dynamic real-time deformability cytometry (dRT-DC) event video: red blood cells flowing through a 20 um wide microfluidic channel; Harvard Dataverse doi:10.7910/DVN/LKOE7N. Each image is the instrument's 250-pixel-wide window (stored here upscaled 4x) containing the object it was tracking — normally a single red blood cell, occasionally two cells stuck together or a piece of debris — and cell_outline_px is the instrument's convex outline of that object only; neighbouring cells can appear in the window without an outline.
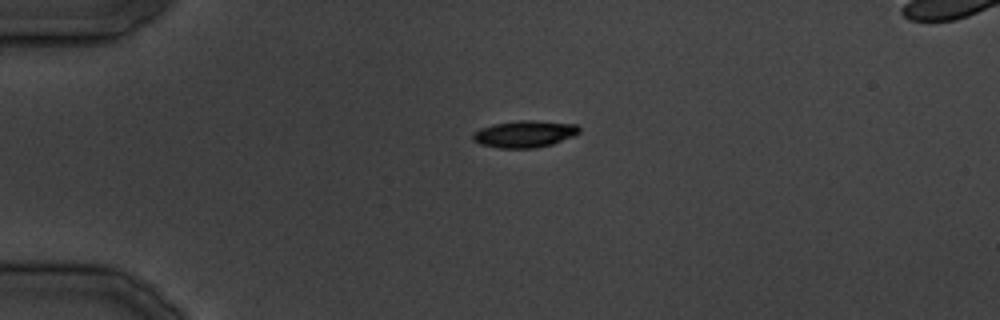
{"species": "common noctule bat (a hibernating species)", "species_latin": "Nyctalus noctula", "temperature_condition": "cold", "stored_images_in_passage": 27, "camera_frame_rate_fps": 3000, "um_per_image_px": 0.085, "animal": {"sex": "male", "body_mass_g": 19.5, "forearm_length_mm": 54.6}, "frame": {"image": 1, "passage_image": 1, "time_ms": 0.0, "image_size_px": [1000, 320], "cell_outline_px": [[580, 132], [572, 136], [552, 144], [536, 148], [500, 148], [480, 144], [472, 140], [472, 136], [480, 128], [492, 124], [516, 120], [536, 120], [576, 124], [580, 128]], "centroid_in_image_um": [44.58, 11.38], "position_along_channel_um": 40.4, "area_um2": 16.7}}
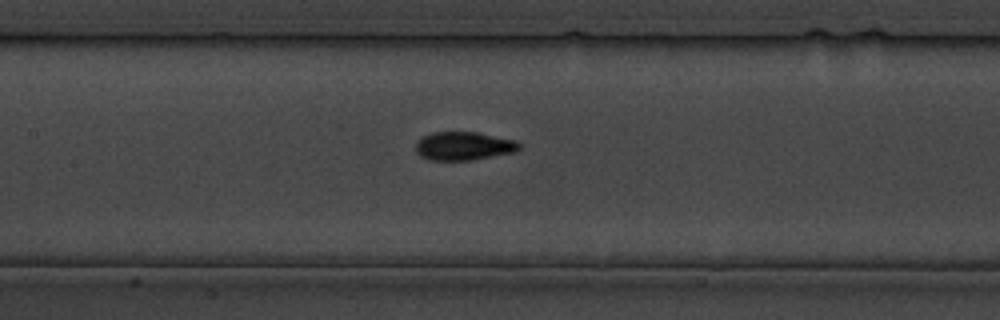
{"frame": {"image": 2, "passage_image": 10, "time_ms": 10.667, "image_size_px": [1000, 320], "cell_outline_px": [[520, 148], [516, 152], [472, 160], [428, 160], [420, 156], [416, 152], [416, 144], [420, 136], [432, 132], [476, 132], [516, 140], [520, 144]], "centroid_in_image_um": [39.4, 12.41], "position_along_channel_um": 168.0, "area_um2": 17.34}}
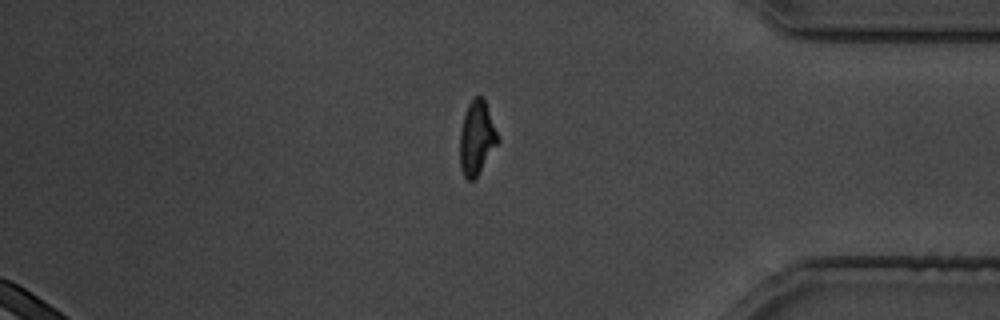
{"frame": {"image": 3, "passage_image": 23, "time_ms": 27.0, "image_size_px": [1000, 320], "cell_outline_px": [[500, 140], [476, 176], [472, 180], [468, 180], [464, 176], [460, 168], [460, 132], [464, 116], [468, 104], [476, 96], [484, 96]], "centroid_in_image_um": [40.52, 11.69], "position_along_channel_um": 394.7, "area_um2": 16.13}}